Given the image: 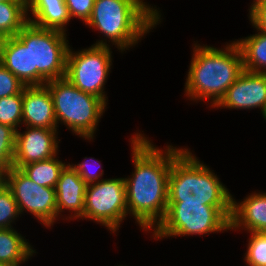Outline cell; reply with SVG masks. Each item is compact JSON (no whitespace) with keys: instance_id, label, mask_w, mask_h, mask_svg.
Here are the masks:
<instances>
[{"instance_id":"obj_11","label":"cell","mask_w":266,"mask_h":266,"mask_svg":"<svg viewBox=\"0 0 266 266\" xmlns=\"http://www.w3.org/2000/svg\"><path fill=\"white\" fill-rule=\"evenodd\" d=\"M26 131L16 132L15 155L13 167L46 160L58 155V129H47L26 126Z\"/></svg>"},{"instance_id":"obj_16","label":"cell","mask_w":266,"mask_h":266,"mask_svg":"<svg viewBox=\"0 0 266 266\" xmlns=\"http://www.w3.org/2000/svg\"><path fill=\"white\" fill-rule=\"evenodd\" d=\"M27 14L29 22L33 25L64 33L67 31L65 27L71 20L64 0H31L27 5Z\"/></svg>"},{"instance_id":"obj_27","label":"cell","mask_w":266,"mask_h":266,"mask_svg":"<svg viewBox=\"0 0 266 266\" xmlns=\"http://www.w3.org/2000/svg\"><path fill=\"white\" fill-rule=\"evenodd\" d=\"M71 19L73 17L87 23L90 19L95 0H64Z\"/></svg>"},{"instance_id":"obj_2","label":"cell","mask_w":266,"mask_h":266,"mask_svg":"<svg viewBox=\"0 0 266 266\" xmlns=\"http://www.w3.org/2000/svg\"><path fill=\"white\" fill-rule=\"evenodd\" d=\"M193 46L185 96L191 101L208 99L214 108L244 71L240 47L235 40L222 49L197 43Z\"/></svg>"},{"instance_id":"obj_34","label":"cell","mask_w":266,"mask_h":266,"mask_svg":"<svg viewBox=\"0 0 266 266\" xmlns=\"http://www.w3.org/2000/svg\"><path fill=\"white\" fill-rule=\"evenodd\" d=\"M0 266H9V265L0 261Z\"/></svg>"},{"instance_id":"obj_9","label":"cell","mask_w":266,"mask_h":266,"mask_svg":"<svg viewBox=\"0 0 266 266\" xmlns=\"http://www.w3.org/2000/svg\"><path fill=\"white\" fill-rule=\"evenodd\" d=\"M126 215L128 216L124 178H106L87 185L84 212L80 219L93 220L115 233Z\"/></svg>"},{"instance_id":"obj_7","label":"cell","mask_w":266,"mask_h":266,"mask_svg":"<svg viewBox=\"0 0 266 266\" xmlns=\"http://www.w3.org/2000/svg\"><path fill=\"white\" fill-rule=\"evenodd\" d=\"M16 37L23 44H30L31 86L65 77L70 47L67 33L39 28L28 22Z\"/></svg>"},{"instance_id":"obj_28","label":"cell","mask_w":266,"mask_h":266,"mask_svg":"<svg viewBox=\"0 0 266 266\" xmlns=\"http://www.w3.org/2000/svg\"><path fill=\"white\" fill-rule=\"evenodd\" d=\"M89 159H90L89 161H92V162L96 161L95 162L96 167L100 166L101 168H103L101 163L99 164L100 161H98L94 158H90V157H89ZM89 164H91V162H88V160H86V161L84 160V162H81L78 164H70L76 170L78 175L85 181V183L87 185L99 182L101 179L100 177H102L104 174L103 169H101V171L99 170V173H96V172L93 173L94 170L90 169L89 168L90 166L88 167ZM91 170H93V171H91Z\"/></svg>"},{"instance_id":"obj_5","label":"cell","mask_w":266,"mask_h":266,"mask_svg":"<svg viewBox=\"0 0 266 266\" xmlns=\"http://www.w3.org/2000/svg\"><path fill=\"white\" fill-rule=\"evenodd\" d=\"M45 85L51 92L57 127L62 123L75 135L91 141L107 104L101 98L81 91L65 77Z\"/></svg>"},{"instance_id":"obj_3","label":"cell","mask_w":266,"mask_h":266,"mask_svg":"<svg viewBox=\"0 0 266 266\" xmlns=\"http://www.w3.org/2000/svg\"><path fill=\"white\" fill-rule=\"evenodd\" d=\"M144 0H95L90 19L85 25L103 34V40L95 46H110L111 42L119 52L129 50L142 37L160 24V10Z\"/></svg>"},{"instance_id":"obj_14","label":"cell","mask_w":266,"mask_h":266,"mask_svg":"<svg viewBox=\"0 0 266 266\" xmlns=\"http://www.w3.org/2000/svg\"><path fill=\"white\" fill-rule=\"evenodd\" d=\"M87 184L68 163L62 170L56 185L57 219L62 212L69 210L67 218L80 219L84 212V200ZM60 214V215H59Z\"/></svg>"},{"instance_id":"obj_22","label":"cell","mask_w":266,"mask_h":266,"mask_svg":"<svg viewBox=\"0 0 266 266\" xmlns=\"http://www.w3.org/2000/svg\"><path fill=\"white\" fill-rule=\"evenodd\" d=\"M23 90L19 94L0 98V123L16 131L22 125Z\"/></svg>"},{"instance_id":"obj_15","label":"cell","mask_w":266,"mask_h":266,"mask_svg":"<svg viewBox=\"0 0 266 266\" xmlns=\"http://www.w3.org/2000/svg\"><path fill=\"white\" fill-rule=\"evenodd\" d=\"M239 229L266 233V192L255 191L241 202L232 197L230 230Z\"/></svg>"},{"instance_id":"obj_32","label":"cell","mask_w":266,"mask_h":266,"mask_svg":"<svg viewBox=\"0 0 266 266\" xmlns=\"http://www.w3.org/2000/svg\"><path fill=\"white\" fill-rule=\"evenodd\" d=\"M262 115H263V118L266 120V107H265V110L263 111Z\"/></svg>"},{"instance_id":"obj_26","label":"cell","mask_w":266,"mask_h":266,"mask_svg":"<svg viewBox=\"0 0 266 266\" xmlns=\"http://www.w3.org/2000/svg\"><path fill=\"white\" fill-rule=\"evenodd\" d=\"M24 87L23 83L0 63V98L19 94Z\"/></svg>"},{"instance_id":"obj_23","label":"cell","mask_w":266,"mask_h":266,"mask_svg":"<svg viewBox=\"0 0 266 266\" xmlns=\"http://www.w3.org/2000/svg\"><path fill=\"white\" fill-rule=\"evenodd\" d=\"M16 132L14 128L0 123V169L4 171L13 167Z\"/></svg>"},{"instance_id":"obj_4","label":"cell","mask_w":266,"mask_h":266,"mask_svg":"<svg viewBox=\"0 0 266 266\" xmlns=\"http://www.w3.org/2000/svg\"><path fill=\"white\" fill-rule=\"evenodd\" d=\"M213 170L183 148L173 159L168 177V203L232 206V194Z\"/></svg>"},{"instance_id":"obj_30","label":"cell","mask_w":266,"mask_h":266,"mask_svg":"<svg viewBox=\"0 0 266 266\" xmlns=\"http://www.w3.org/2000/svg\"><path fill=\"white\" fill-rule=\"evenodd\" d=\"M6 185V171L0 169V189Z\"/></svg>"},{"instance_id":"obj_25","label":"cell","mask_w":266,"mask_h":266,"mask_svg":"<svg viewBox=\"0 0 266 266\" xmlns=\"http://www.w3.org/2000/svg\"><path fill=\"white\" fill-rule=\"evenodd\" d=\"M19 215L21 216L18 204L10 189L5 185L0 189V229L13 228L12 224Z\"/></svg>"},{"instance_id":"obj_17","label":"cell","mask_w":266,"mask_h":266,"mask_svg":"<svg viewBox=\"0 0 266 266\" xmlns=\"http://www.w3.org/2000/svg\"><path fill=\"white\" fill-rule=\"evenodd\" d=\"M0 63L24 86H31L30 44H23L16 36L0 39Z\"/></svg>"},{"instance_id":"obj_6","label":"cell","mask_w":266,"mask_h":266,"mask_svg":"<svg viewBox=\"0 0 266 266\" xmlns=\"http://www.w3.org/2000/svg\"><path fill=\"white\" fill-rule=\"evenodd\" d=\"M231 214L232 206L168 203L164 219L151 233L155 240L219 233L230 230Z\"/></svg>"},{"instance_id":"obj_12","label":"cell","mask_w":266,"mask_h":266,"mask_svg":"<svg viewBox=\"0 0 266 266\" xmlns=\"http://www.w3.org/2000/svg\"><path fill=\"white\" fill-rule=\"evenodd\" d=\"M248 109L266 107V73L244 70L239 78L227 89L214 108Z\"/></svg>"},{"instance_id":"obj_20","label":"cell","mask_w":266,"mask_h":266,"mask_svg":"<svg viewBox=\"0 0 266 266\" xmlns=\"http://www.w3.org/2000/svg\"><path fill=\"white\" fill-rule=\"evenodd\" d=\"M28 22L27 5L24 2L0 1V39L16 36Z\"/></svg>"},{"instance_id":"obj_1","label":"cell","mask_w":266,"mask_h":266,"mask_svg":"<svg viewBox=\"0 0 266 266\" xmlns=\"http://www.w3.org/2000/svg\"><path fill=\"white\" fill-rule=\"evenodd\" d=\"M130 140L135 170L131 178H124L127 211L142 230L150 232L166 215L172 159L183 148L171 144L161 150L140 132Z\"/></svg>"},{"instance_id":"obj_21","label":"cell","mask_w":266,"mask_h":266,"mask_svg":"<svg viewBox=\"0 0 266 266\" xmlns=\"http://www.w3.org/2000/svg\"><path fill=\"white\" fill-rule=\"evenodd\" d=\"M57 155L38 162L26 164L20 170L37 185L56 188L58 179L63 168L67 165L63 163Z\"/></svg>"},{"instance_id":"obj_24","label":"cell","mask_w":266,"mask_h":266,"mask_svg":"<svg viewBox=\"0 0 266 266\" xmlns=\"http://www.w3.org/2000/svg\"><path fill=\"white\" fill-rule=\"evenodd\" d=\"M244 255L248 266H266V233L250 232V238Z\"/></svg>"},{"instance_id":"obj_29","label":"cell","mask_w":266,"mask_h":266,"mask_svg":"<svg viewBox=\"0 0 266 266\" xmlns=\"http://www.w3.org/2000/svg\"><path fill=\"white\" fill-rule=\"evenodd\" d=\"M250 22L256 30L266 33V0L259 1L249 9Z\"/></svg>"},{"instance_id":"obj_31","label":"cell","mask_w":266,"mask_h":266,"mask_svg":"<svg viewBox=\"0 0 266 266\" xmlns=\"http://www.w3.org/2000/svg\"><path fill=\"white\" fill-rule=\"evenodd\" d=\"M259 1H262V0H253V3L251 4V6L249 8H251L253 5H255L256 3H258Z\"/></svg>"},{"instance_id":"obj_13","label":"cell","mask_w":266,"mask_h":266,"mask_svg":"<svg viewBox=\"0 0 266 266\" xmlns=\"http://www.w3.org/2000/svg\"><path fill=\"white\" fill-rule=\"evenodd\" d=\"M22 124L29 127L58 129L53 99L46 85L24 87Z\"/></svg>"},{"instance_id":"obj_19","label":"cell","mask_w":266,"mask_h":266,"mask_svg":"<svg viewBox=\"0 0 266 266\" xmlns=\"http://www.w3.org/2000/svg\"><path fill=\"white\" fill-rule=\"evenodd\" d=\"M256 31L253 35L237 39L236 43L242 53L244 70L266 73V33Z\"/></svg>"},{"instance_id":"obj_8","label":"cell","mask_w":266,"mask_h":266,"mask_svg":"<svg viewBox=\"0 0 266 266\" xmlns=\"http://www.w3.org/2000/svg\"><path fill=\"white\" fill-rule=\"evenodd\" d=\"M112 57L109 46L91 45L75 52L69 47L65 78L81 91L108 104L104 88L113 64Z\"/></svg>"},{"instance_id":"obj_10","label":"cell","mask_w":266,"mask_h":266,"mask_svg":"<svg viewBox=\"0 0 266 266\" xmlns=\"http://www.w3.org/2000/svg\"><path fill=\"white\" fill-rule=\"evenodd\" d=\"M6 186L18 204L20 214L28 211L47 228L57 221V200L55 188L37 185L19 168L6 171Z\"/></svg>"},{"instance_id":"obj_33","label":"cell","mask_w":266,"mask_h":266,"mask_svg":"<svg viewBox=\"0 0 266 266\" xmlns=\"http://www.w3.org/2000/svg\"><path fill=\"white\" fill-rule=\"evenodd\" d=\"M20 1H22V2H24L26 5H28L29 2H30L31 0H20Z\"/></svg>"},{"instance_id":"obj_18","label":"cell","mask_w":266,"mask_h":266,"mask_svg":"<svg viewBox=\"0 0 266 266\" xmlns=\"http://www.w3.org/2000/svg\"><path fill=\"white\" fill-rule=\"evenodd\" d=\"M32 245L14 228L0 229V261L19 266L35 255Z\"/></svg>"}]
</instances>
